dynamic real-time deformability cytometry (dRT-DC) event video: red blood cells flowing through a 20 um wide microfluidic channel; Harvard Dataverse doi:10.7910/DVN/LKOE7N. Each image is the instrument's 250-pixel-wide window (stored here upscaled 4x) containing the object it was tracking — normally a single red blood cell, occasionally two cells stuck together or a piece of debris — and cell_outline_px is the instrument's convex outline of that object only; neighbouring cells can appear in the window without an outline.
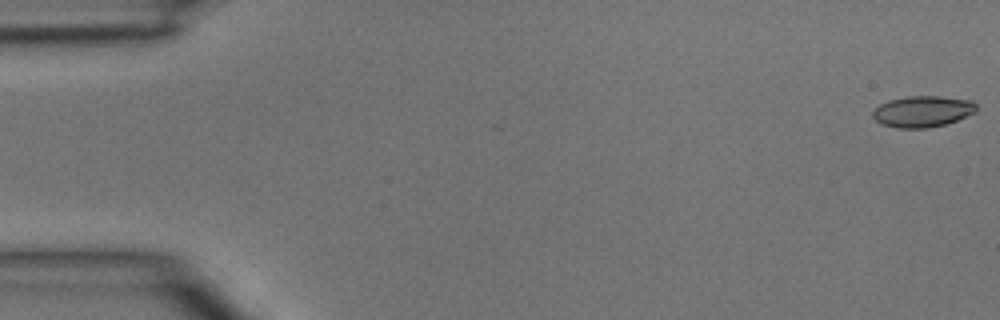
{"species": "common noctule bat (a hibernating species)", "species_latin": "Nyctalus noctula", "temperature_condition": "room temperature", "stored_images_in_passage": 47, "camera_frame_rate_fps": 3000, "um_per_image_px": 0.085, "animal": {"sex": "male", "body_mass_g": 15.6}, "frame": {"image": 1, "passage_image": 1, "time_ms": 0.0, "image_size_px": [1000, 320], "cell_outline_px": [[976, 112], [956, 120], [944, 124], [928, 128], [896, 128], [880, 124], [872, 116], [872, 112], [880, 104], [888, 100], [908, 96], [940, 96], [972, 100], [976, 104]], "centroid_in_image_um": [78.4, 9.47], "position_along_channel_um": 6.6, "area_um2": 18.9}}
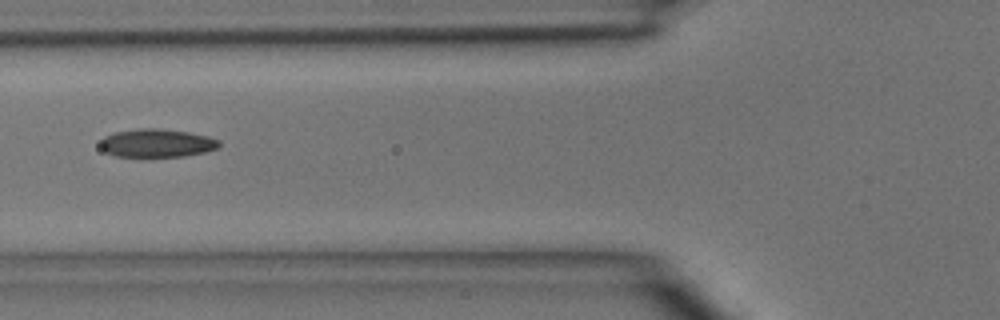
{"frame": {"image": 2, "passage_image": 18, "time_ms": 5.667, "image_size_px": [1000, 320], "cell_outline_px": [[220, 144], [216, 148], [204, 152], [184, 156], [148, 160], [116, 156], [104, 152], [100, 148], [100, 140], [104, 136], [112, 132], [140, 128], [156, 128], [188, 132], [208, 136], [220, 140]], "centroid_in_image_um": [13.25, 12.21], "position_along_channel_um": 112.5, "area_um2": 20.58}}
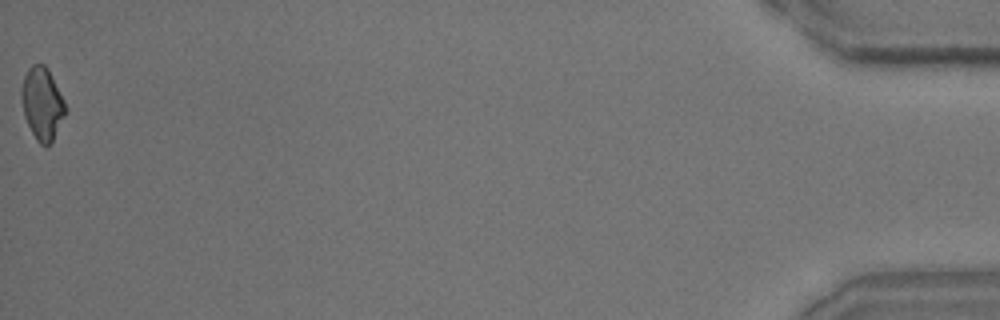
{"frame": {"image": 3, "passage_image": 47, "time_ms": 15.333, "image_size_px": [1000, 320], "cell_outline_px": [[68, 108], [52, 140], [48, 144], [40, 144], [36, 140], [24, 116], [20, 100], [20, 88], [24, 76], [28, 68], [32, 64], [44, 64], [48, 68]], "centroid_in_image_um": [3.56, 8.76], "position_along_channel_um": 431.6, "area_um2": 18.55}}